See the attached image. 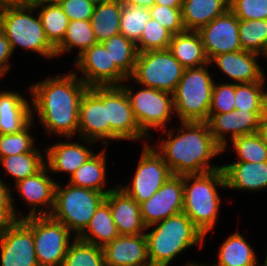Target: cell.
<instances>
[{
  "instance_id": "cell-38",
  "label": "cell",
  "mask_w": 267,
  "mask_h": 266,
  "mask_svg": "<svg viewBox=\"0 0 267 266\" xmlns=\"http://www.w3.org/2000/svg\"><path fill=\"white\" fill-rule=\"evenodd\" d=\"M265 81L235 83V110L266 111L267 90Z\"/></svg>"
},
{
  "instance_id": "cell-53",
  "label": "cell",
  "mask_w": 267,
  "mask_h": 266,
  "mask_svg": "<svg viewBox=\"0 0 267 266\" xmlns=\"http://www.w3.org/2000/svg\"><path fill=\"white\" fill-rule=\"evenodd\" d=\"M184 266H212V265H208V264H199V263H197V262H187V264L186 265H184Z\"/></svg>"
},
{
  "instance_id": "cell-2",
  "label": "cell",
  "mask_w": 267,
  "mask_h": 266,
  "mask_svg": "<svg viewBox=\"0 0 267 266\" xmlns=\"http://www.w3.org/2000/svg\"><path fill=\"white\" fill-rule=\"evenodd\" d=\"M180 123L179 128L172 129L173 132L163 129L167 139L154 146L172 174L182 176L220 169L221 166L209 162L221 155L223 149L214 140L207 122Z\"/></svg>"
},
{
  "instance_id": "cell-51",
  "label": "cell",
  "mask_w": 267,
  "mask_h": 266,
  "mask_svg": "<svg viewBox=\"0 0 267 266\" xmlns=\"http://www.w3.org/2000/svg\"><path fill=\"white\" fill-rule=\"evenodd\" d=\"M155 4L169 8H182V0H155Z\"/></svg>"
},
{
  "instance_id": "cell-33",
  "label": "cell",
  "mask_w": 267,
  "mask_h": 266,
  "mask_svg": "<svg viewBox=\"0 0 267 266\" xmlns=\"http://www.w3.org/2000/svg\"><path fill=\"white\" fill-rule=\"evenodd\" d=\"M44 155V156H43ZM28 152L0 158V164L6 174L14 178L15 184L39 172L45 164V154Z\"/></svg>"
},
{
  "instance_id": "cell-15",
  "label": "cell",
  "mask_w": 267,
  "mask_h": 266,
  "mask_svg": "<svg viewBox=\"0 0 267 266\" xmlns=\"http://www.w3.org/2000/svg\"><path fill=\"white\" fill-rule=\"evenodd\" d=\"M0 266H39L32 231L19 219L0 230Z\"/></svg>"
},
{
  "instance_id": "cell-28",
  "label": "cell",
  "mask_w": 267,
  "mask_h": 266,
  "mask_svg": "<svg viewBox=\"0 0 267 266\" xmlns=\"http://www.w3.org/2000/svg\"><path fill=\"white\" fill-rule=\"evenodd\" d=\"M106 150L94 153L82 166H80L69 178V183L102 193H109L114 188L103 190L106 186Z\"/></svg>"
},
{
  "instance_id": "cell-57",
  "label": "cell",
  "mask_w": 267,
  "mask_h": 266,
  "mask_svg": "<svg viewBox=\"0 0 267 266\" xmlns=\"http://www.w3.org/2000/svg\"><path fill=\"white\" fill-rule=\"evenodd\" d=\"M264 264L267 265V252H266V258H265Z\"/></svg>"
},
{
  "instance_id": "cell-20",
  "label": "cell",
  "mask_w": 267,
  "mask_h": 266,
  "mask_svg": "<svg viewBox=\"0 0 267 266\" xmlns=\"http://www.w3.org/2000/svg\"><path fill=\"white\" fill-rule=\"evenodd\" d=\"M102 248L106 266H150L145 234L119 235Z\"/></svg>"
},
{
  "instance_id": "cell-6",
  "label": "cell",
  "mask_w": 267,
  "mask_h": 266,
  "mask_svg": "<svg viewBox=\"0 0 267 266\" xmlns=\"http://www.w3.org/2000/svg\"><path fill=\"white\" fill-rule=\"evenodd\" d=\"M210 63L185 68L173 94L174 113L180 122H207L215 80L208 72Z\"/></svg>"
},
{
  "instance_id": "cell-41",
  "label": "cell",
  "mask_w": 267,
  "mask_h": 266,
  "mask_svg": "<svg viewBox=\"0 0 267 266\" xmlns=\"http://www.w3.org/2000/svg\"><path fill=\"white\" fill-rule=\"evenodd\" d=\"M231 142L238 161L253 163L267 161V145L258 133L242 135Z\"/></svg>"
},
{
  "instance_id": "cell-34",
  "label": "cell",
  "mask_w": 267,
  "mask_h": 266,
  "mask_svg": "<svg viewBox=\"0 0 267 266\" xmlns=\"http://www.w3.org/2000/svg\"><path fill=\"white\" fill-rule=\"evenodd\" d=\"M97 43L90 20H73L69 22L62 43L56 48V57L78 47V55Z\"/></svg>"
},
{
  "instance_id": "cell-44",
  "label": "cell",
  "mask_w": 267,
  "mask_h": 266,
  "mask_svg": "<svg viewBox=\"0 0 267 266\" xmlns=\"http://www.w3.org/2000/svg\"><path fill=\"white\" fill-rule=\"evenodd\" d=\"M229 9L238 19H267V0H229Z\"/></svg>"
},
{
  "instance_id": "cell-39",
  "label": "cell",
  "mask_w": 267,
  "mask_h": 266,
  "mask_svg": "<svg viewBox=\"0 0 267 266\" xmlns=\"http://www.w3.org/2000/svg\"><path fill=\"white\" fill-rule=\"evenodd\" d=\"M150 19L148 8L123 4L120 18V33L137 44Z\"/></svg>"
},
{
  "instance_id": "cell-23",
  "label": "cell",
  "mask_w": 267,
  "mask_h": 266,
  "mask_svg": "<svg viewBox=\"0 0 267 266\" xmlns=\"http://www.w3.org/2000/svg\"><path fill=\"white\" fill-rule=\"evenodd\" d=\"M66 139H69L68 142L58 141L44 149L45 164L50 172H63L71 176L95 152L82 143L71 142L72 138Z\"/></svg>"
},
{
  "instance_id": "cell-55",
  "label": "cell",
  "mask_w": 267,
  "mask_h": 266,
  "mask_svg": "<svg viewBox=\"0 0 267 266\" xmlns=\"http://www.w3.org/2000/svg\"><path fill=\"white\" fill-rule=\"evenodd\" d=\"M7 3H13V2H25L26 0H5Z\"/></svg>"
},
{
  "instance_id": "cell-40",
  "label": "cell",
  "mask_w": 267,
  "mask_h": 266,
  "mask_svg": "<svg viewBox=\"0 0 267 266\" xmlns=\"http://www.w3.org/2000/svg\"><path fill=\"white\" fill-rule=\"evenodd\" d=\"M34 125L32 120L17 133L0 134V158L28 152H42L34 145V136L29 131Z\"/></svg>"
},
{
  "instance_id": "cell-24",
  "label": "cell",
  "mask_w": 267,
  "mask_h": 266,
  "mask_svg": "<svg viewBox=\"0 0 267 266\" xmlns=\"http://www.w3.org/2000/svg\"><path fill=\"white\" fill-rule=\"evenodd\" d=\"M226 189L257 192L267 188V161L241 162L221 165Z\"/></svg>"
},
{
  "instance_id": "cell-11",
  "label": "cell",
  "mask_w": 267,
  "mask_h": 266,
  "mask_svg": "<svg viewBox=\"0 0 267 266\" xmlns=\"http://www.w3.org/2000/svg\"><path fill=\"white\" fill-rule=\"evenodd\" d=\"M141 153L132 181L119 186L138 204L148 200L173 175L162 155L147 141Z\"/></svg>"
},
{
  "instance_id": "cell-32",
  "label": "cell",
  "mask_w": 267,
  "mask_h": 266,
  "mask_svg": "<svg viewBox=\"0 0 267 266\" xmlns=\"http://www.w3.org/2000/svg\"><path fill=\"white\" fill-rule=\"evenodd\" d=\"M35 6L42 22V27L49 43L56 49L63 41L69 18L59 4H32Z\"/></svg>"
},
{
  "instance_id": "cell-30",
  "label": "cell",
  "mask_w": 267,
  "mask_h": 266,
  "mask_svg": "<svg viewBox=\"0 0 267 266\" xmlns=\"http://www.w3.org/2000/svg\"><path fill=\"white\" fill-rule=\"evenodd\" d=\"M218 262L212 266H261L254 249L239 231L230 235L219 247Z\"/></svg>"
},
{
  "instance_id": "cell-42",
  "label": "cell",
  "mask_w": 267,
  "mask_h": 266,
  "mask_svg": "<svg viewBox=\"0 0 267 266\" xmlns=\"http://www.w3.org/2000/svg\"><path fill=\"white\" fill-rule=\"evenodd\" d=\"M173 34L158 21L150 18L140 40L136 44L138 52L167 49Z\"/></svg>"
},
{
  "instance_id": "cell-5",
  "label": "cell",
  "mask_w": 267,
  "mask_h": 266,
  "mask_svg": "<svg viewBox=\"0 0 267 266\" xmlns=\"http://www.w3.org/2000/svg\"><path fill=\"white\" fill-rule=\"evenodd\" d=\"M35 6L27 2L7 3L0 9V29L4 32L12 52L16 46L35 52L46 59L56 57V49L49 43Z\"/></svg>"
},
{
  "instance_id": "cell-19",
  "label": "cell",
  "mask_w": 267,
  "mask_h": 266,
  "mask_svg": "<svg viewBox=\"0 0 267 266\" xmlns=\"http://www.w3.org/2000/svg\"><path fill=\"white\" fill-rule=\"evenodd\" d=\"M45 165L39 172L16 183L19 196L31 210L28 214H19V219L30 216L50 215L54 207L56 181L47 174Z\"/></svg>"
},
{
  "instance_id": "cell-10",
  "label": "cell",
  "mask_w": 267,
  "mask_h": 266,
  "mask_svg": "<svg viewBox=\"0 0 267 266\" xmlns=\"http://www.w3.org/2000/svg\"><path fill=\"white\" fill-rule=\"evenodd\" d=\"M128 86L124 83L121 85L129 98L140 129L148 137L152 129H167V123L175 115L173 94L145 86L134 93V88Z\"/></svg>"
},
{
  "instance_id": "cell-14",
  "label": "cell",
  "mask_w": 267,
  "mask_h": 266,
  "mask_svg": "<svg viewBox=\"0 0 267 266\" xmlns=\"http://www.w3.org/2000/svg\"><path fill=\"white\" fill-rule=\"evenodd\" d=\"M106 123H109L110 140L152 139L140 129L129 98L121 86H106Z\"/></svg>"
},
{
  "instance_id": "cell-46",
  "label": "cell",
  "mask_w": 267,
  "mask_h": 266,
  "mask_svg": "<svg viewBox=\"0 0 267 266\" xmlns=\"http://www.w3.org/2000/svg\"><path fill=\"white\" fill-rule=\"evenodd\" d=\"M9 186L0 178V230L19 220L17 210L14 207L13 191Z\"/></svg>"
},
{
  "instance_id": "cell-43",
  "label": "cell",
  "mask_w": 267,
  "mask_h": 266,
  "mask_svg": "<svg viewBox=\"0 0 267 266\" xmlns=\"http://www.w3.org/2000/svg\"><path fill=\"white\" fill-rule=\"evenodd\" d=\"M235 110V83H216L212 88L209 113H228Z\"/></svg>"
},
{
  "instance_id": "cell-58",
  "label": "cell",
  "mask_w": 267,
  "mask_h": 266,
  "mask_svg": "<svg viewBox=\"0 0 267 266\" xmlns=\"http://www.w3.org/2000/svg\"><path fill=\"white\" fill-rule=\"evenodd\" d=\"M264 57L267 59V50H266V52H265L263 58H264Z\"/></svg>"
},
{
  "instance_id": "cell-56",
  "label": "cell",
  "mask_w": 267,
  "mask_h": 266,
  "mask_svg": "<svg viewBox=\"0 0 267 266\" xmlns=\"http://www.w3.org/2000/svg\"><path fill=\"white\" fill-rule=\"evenodd\" d=\"M7 4L5 0H0V9Z\"/></svg>"
},
{
  "instance_id": "cell-36",
  "label": "cell",
  "mask_w": 267,
  "mask_h": 266,
  "mask_svg": "<svg viewBox=\"0 0 267 266\" xmlns=\"http://www.w3.org/2000/svg\"><path fill=\"white\" fill-rule=\"evenodd\" d=\"M239 38L243 51L264 55L267 50V19H239Z\"/></svg>"
},
{
  "instance_id": "cell-21",
  "label": "cell",
  "mask_w": 267,
  "mask_h": 266,
  "mask_svg": "<svg viewBox=\"0 0 267 266\" xmlns=\"http://www.w3.org/2000/svg\"><path fill=\"white\" fill-rule=\"evenodd\" d=\"M119 235L145 234L146 226L141 218L140 204L118 186L105 196Z\"/></svg>"
},
{
  "instance_id": "cell-7",
  "label": "cell",
  "mask_w": 267,
  "mask_h": 266,
  "mask_svg": "<svg viewBox=\"0 0 267 266\" xmlns=\"http://www.w3.org/2000/svg\"><path fill=\"white\" fill-rule=\"evenodd\" d=\"M56 183L54 207L50 216L64 224L73 237H79L87 228L96 209L105 200L106 193ZM75 233V236H74Z\"/></svg>"
},
{
  "instance_id": "cell-29",
  "label": "cell",
  "mask_w": 267,
  "mask_h": 266,
  "mask_svg": "<svg viewBox=\"0 0 267 266\" xmlns=\"http://www.w3.org/2000/svg\"><path fill=\"white\" fill-rule=\"evenodd\" d=\"M121 0H110L95 5L90 19L97 43H103L120 33Z\"/></svg>"
},
{
  "instance_id": "cell-50",
  "label": "cell",
  "mask_w": 267,
  "mask_h": 266,
  "mask_svg": "<svg viewBox=\"0 0 267 266\" xmlns=\"http://www.w3.org/2000/svg\"><path fill=\"white\" fill-rule=\"evenodd\" d=\"M123 4L143 7L150 9L154 4L155 0H121Z\"/></svg>"
},
{
  "instance_id": "cell-9",
  "label": "cell",
  "mask_w": 267,
  "mask_h": 266,
  "mask_svg": "<svg viewBox=\"0 0 267 266\" xmlns=\"http://www.w3.org/2000/svg\"><path fill=\"white\" fill-rule=\"evenodd\" d=\"M33 233L35 255L39 266H62L73 235L50 215L20 219ZM71 240V241H70Z\"/></svg>"
},
{
  "instance_id": "cell-4",
  "label": "cell",
  "mask_w": 267,
  "mask_h": 266,
  "mask_svg": "<svg viewBox=\"0 0 267 266\" xmlns=\"http://www.w3.org/2000/svg\"><path fill=\"white\" fill-rule=\"evenodd\" d=\"M184 206L183 213L206 236L214 229L221 198L217 186L226 189L222 168L201 174L183 175Z\"/></svg>"
},
{
  "instance_id": "cell-47",
  "label": "cell",
  "mask_w": 267,
  "mask_h": 266,
  "mask_svg": "<svg viewBox=\"0 0 267 266\" xmlns=\"http://www.w3.org/2000/svg\"><path fill=\"white\" fill-rule=\"evenodd\" d=\"M59 5L70 21L90 20L95 7L87 0H62Z\"/></svg>"
},
{
  "instance_id": "cell-37",
  "label": "cell",
  "mask_w": 267,
  "mask_h": 266,
  "mask_svg": "<svg viewBox=\"0 0 267 266\" xmlns=\"http://www.w3.org/2000/svg\"><path fill=\"white\" fill-rule=\"evenodd\" d=\"M73 239L62 266H106L101 246L84 242L78 237Z\"/></svg>"
},
{
  "instance_id": "cell-25",
  "label": "cell",
  "mask_w": 267,
  "mask_h": 266,
  "mask_svg": "<svg viewBox=\"0 0 267 266\" xmlns=\"http://www.w3.org/2000/svg\"><path fill=\"white\" fill-rule=\"evenodd\" d=\"M34 112L28 99L16 91H0V134L17 133L32 120Z\"/></svg>"
},
{
  "instance_id": "cell-1",
  "label": "cell",
  "mask_w": 267,
  "mask_h": 266,
  "mask_svg": "<svg viewBox=\"0 0 267 266\" xmlns=\"http://www.w3.org/2000/svg\"><path fill=\"white\" fill-rule=\"evenodd\" d=\"M77 74L54 75L30 86L32 110L46 134L65 138L78 135L80 101L89 87Z\"/></svg>"
},
{
  "instance_id": "cell-16",
  "label": "cell",
  "mask_w": 267,
  "mask_h": 266,
  "mask_svg": "<svg viewBox=\"0 0 267 266\" xmlns=\"http://www.w3.org/2000/svg\"><path fill=\"white\" fill-rule=\"evenodd\" d=\"M183 175H172L148 200L140 204L141 218L146 227L183 212Z\"/></svg>"
},
{
  "instance_id": "cell-13",
  "label": "cell",
  "mask_w": 267,
  "mask_h": 266,
  "mask_svg": "<svg viewBox=\"0 0 267 266\" xmlns=\"http://www.w3.org/2000/svg\"><path fill=\"white\" fill-rule=\"evenodd\" d=\"M78 138L87 144H109V123H106V86L89 87L79 106ZM99 140V141H98Z\"/></svg>"
},
{
  "instance_id": "cell-27",
  "label": "cell",
  "mask_w": 267,
  "mask_h": 266,
  "mask_svg": "<svg viewBox=\"0 0 267 266\" xmlns=\"http://www.w3.org/2000/svg\"><path fill=\"white\" fill-rule=\"evenodd\" d=\"M229 9V0H182V21L185 30L198 31Z\"/></svg>"
},
{
  "instance_id": "cell-52",
  "label": "cell",
  "mask_w": 267,
  "mask_h": 266,
  "mask_svg": "<svg viewBox=\"0 0 267 266\" xmlns=\"http://www.w3.org/2000/svg\"><path fill=\"white\" fill-rule=\"evenodd\" d=\"M62 0H26L29 4H59Z\"/></svg>"
},
{
  "instance_id": "cell-22",
  "label": "cell",
  "mask_w": 267,
  "mask_h": 266,
  "mask_svg": "<svg viewBox=\"0 0 267 266\" xmlns=\"http://www.w3.org/2000/svg\"><path fill=\"white\" fill-rule=\"evenodd\" d=\"M258 57L259 54L241 50L217 55L209 63H214L234 83L265 81V71L258 64Z\"/></svg>"
},
{
  "instance_id": "cell-12",
  "label": "cell",
  "mask_w": 267,
  "mask_h": 266,
  "mask_svg": "<svg viewBox=\"0 0 267 266\" xmlns=\"http://www.w3.org/2000/svg\"><path fill=\"white\" fill-rule=\"evenodd\" d=\"M77 70L82 72L79 78L88 86H121L132 80L128 78L111 60L103 43H95L74 58Z\"/></svg>"
},
{
  "instance_id": "cell-8",
  "label": "cell",
  "mask_w": 267,
  "mask_h": 266,
  "mask_svg": "<svg viewBox=\"0 0 267 266\" xmlns=\"http://www.w3.org/2000/svg\"><path fill=\"white\" fill-rule=\"evenodd\" d=\"M185 67L170 50L138 52L132 78L139 86L173 93L183 76Z\"/></svg>"
},
{
  "instance_id": "cell-18",
  "label": "cell",
  "mask_w": 267,
  "mask_h": 266,
  "mask_svg": "<svg viewBox=\"0 0 267 266\" xmlns=\"http://www.w3.org/2000/svg\"><path fill=\"white\" fill-rule=\"evenodd\" d=\"M264 112L234 110L228 113H209L207 124L214 140L225 152L228 145L226 134L230 135L232 141L242 135L257 133Z\"/></svg>"
},
{
  "instance_id": "cell-48",
  "label": "cell",
  "mask_w": 267,
  "mask_h": 266,
  "mask_svg": "<svg viewBox=\"0 0 267 266\" xmlns=\"http://www.w3.org/2000/svg\"><path fill=\"white\" fill-rule=\"evenodd\" d=\"M13 52L10 46V42L5 36L4 32L0 29V79L10 69L9 59ZM1 81V80H0Z\"/></svg>"
},
{
  "instance_id": "cell-26",
  "label": "cell",
  "mask_w": 267,
  "mask_h": 266,
  "mask_svg": "<svg viewBox=\"0 0 267 266\" xmlns=\"http://www.w3.org/2000/svg\"><path fill=\"white\" fill-rule=\"evenodd\" d=\"M168 49L185 68H199L209 64L198 31L185 30L173 35Z\"/></svg>"
},
{
  "instance_id": "cell-35",
  "label": "cell",
  "mask_w": 267,
  "mask_h": 266,
  "mask_svg": "<svg viewBox=\"0 0 267 266\" xmlns=\"http://www.w3.org/2000/svg\"><path fill=\"white\" fill-rule=\"evenodd\" d=\"M115 65L129 78L134 71L138 55L136 44L121 33L103 42Z\"/></svg>"
},
{
  "instance_id": "cell-31",
  "label": "cell",
  "mask_w": 267,
  "mask_h": 266,
  "mask_svg": "<svg viewBox=\"0 0 267 266\" xmlns=\"http://www.w3.org/2000/svg\"><path fill=\"white\" fill-rule=\"evenodd\" d=\"M119 236L111 215L110 206L104 200L96 209L89 225L78 237L80 240L103 247Z\"/></svg>"
},
{
  "instance_id": "cell-49",
  "label": "cell",
  "mask_w": 267,
  "mask_h": 266,
  "mask_svg": "<svg viewBox=\"0 0 267 266\" xmlns=\"http://www.w3.org/2000/svg\"><path fill=\"white\" fill-rule=\"evenodd\" d=\"M257 133L262 141L267 145V110L262 114L259 121V128Z\"/></svg>"
},
{
  "instance_id": "cell-3",
  "label": "cell",
  "mask_w": 267,
  "mask_h": 266,
  "mask_svg": "<svg viewBox=\"0 0 267 266\" xmlns=\"http://www.w3.org/2000/svg\"><path fill=\"white\" fill-rule=\"evenodd\" d=\"M149 228L153 230L147 232ZM145 236L150 266H169L187 248H202L205 241L204 234L183 212L146 227Z\"/></svg>"
},
{
  "instance_id": "cell-45",
  "label": "cell",
  "mask_w": 267,
  "mask_h": 266,
  "mask_svg": "<svg viewBox=\"0 0 267 266\" xmlns=\"http://www.w3.org/2000/svg\"><path fill=\"white\" fill-rule=\"evenodd\" d=\"M149 10L150 18L158 21L173 35L185 31L181 8H169L164 5L154 4Z\"/></svg>"
},
{
  "instance_id": "cell-54",
  "label": "cell",
  "mask_w": 267,
  "mask_h": 266,
  "mask_svg": "<svg viewBox=\"0 0 267 266\" xmlns=\"http://www.w3.org/2000/svg\"><path fill=\"white\" fill-rule=\"evenodd\" d=\"M87 1L93 3L94 5H98V4H101V3H104L110 0H87Z\"/></svg>"
},
{
  "instance_id": "cell-17",
  "label": "cell",
  "mask_w": 267,
  "mask_h": 266,
  "mask_svg": "<svg viewBox=\"0 0 267 266\" xmlns=\"http://www.w3.org/2000/svg\"><path fill=\"white\" fill-rule=\"evenodd\" d=\"M238 30L239 19L230 9L198 30L209 62L217 55L242 50Z\"/></svg>"
}]
</instances>
